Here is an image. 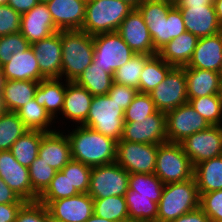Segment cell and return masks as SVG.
<instances>
[{"label":"cell","mask_w":222,"mask_h":222,"mask_svg":"<svg viewBox=\"0 0 222 222\" xmlns=\"http://www.w3.org/2000/svg\"><path fill=\"white\" fill-rule=\"evenodd\" d=\"M149 95L157 110L165 113L188 103L184 68L173 67Z\"/></svg>","instance_id":"obj_10"},{"label":"cell","mask_w":222,"mask_h":222,"mask_svg":"<svg viewBox=\"0 0 222 222\" xmlns=\"http://www.w3.org/2000/svg\"><path fill=\"white\" fill-rule=\"evenodd\" d=\"M58 31L46 3L39 2L30 11L21 14L20 33L30 44Z\"/></svg>","instance_id":"obj_19"},{"label":"cell","mask_w":222,"mask_h":222,"mask_svg":"<svg viewBox=\"0 0 222 222\" xmlns=\"http://www.w3.org/2000/svg\"><path fill=\"white\" fill-rule=\"evenodd\" d=\"M47 132L39 145L38 156L43 161L57 171H61L63 167L72 159L71 147L65 130Z\"/></svg>","instance_id":"obj_21"},{"label":"cell","mask_w":222,"mask_h":222,"mask_svg":"<svg viewBox=\"0 0 222 222\" xmlns=\"http://www.w3.org/2000/svg\"><path fill=\"white\" fill-rule=\"evenodd\" d=\"M28 129L16 112L3 111L0 114V151L10 150L14 142Z\"/></svg>","instance_id":"obj_37"},{"label":"cell","mask_w":222,"mask_h":222,"mask_svg":"<svg viewBox=\"0 0 222 222\" xmlns=\"http://www.w3.org/2000/svg\"><path fill=\"white\" fill-rule=\"evenodd\" d=\"M38 202L46 206L50 218L59 222H85L93 215V198L88 193Z\"/></svg>","instance_id":"obj_15"},{"label":"cell","mask_w":222,"mask_h":222,"mask_svg":"<svg viewBox=\"0 0 222 222\" xmlns=\"http://www.w3.org/2000/svg\"><path fill=\"white\" fill-rule=\"evenodd\" d=\"M199 194L222 189V155L203 161L194 167Z\"/></svg>","instance_id":"obj_30"},{"label":"cell","mask_w":222,"mask_h":222,"mask_svg":"<svg viewBox=\"0 0 222 222\" xmlns=\"http://www.w3.org/2000/svg\"><path fill=\"white\" fill-rule=\"evenodd\" d=\"M15 222H49V212L38 201L26 202L18 211Z\"/></svg>","instance_id":"obj_47"},{"label":"cell","mask_w":222,"mask_h":222,"mask_svg":"<svg viewBox=\"0 0 222 222\" xmlns=\"http://www.w3.org/2000/svg\"><path fill=\"white\" fill-rule=\"evenodd\" d=\"M93 41V62L112 75L135 55L117 31L94 35Z\"/></svg>","instance_id":"obj_8"},{"label":"cell","mask_w":222,"mask_h":222,"mask_svg":"<svg viewBox=\"0 0 222 222\" xmlns=\"http://www.w3.org/2000/svg\"><path fill=\"white\" fill-rule=\"evenodd\" d=\"M25 203L0 204V222H15L18 211Z\"/></svg>","instance_id":"obj_51"},{"label":"cell","mask_w":222,"mask_h":222,"mask_svg":"<svg viewBox=\"0 0 222 222\" xmlns=\"http://www.w3.org/2000/svg\"><path fill=\"white\" fill-rule=\"evenodd\" d=\"M16 113L28 130H37L45 133L57 130L54 126L55 121L34 98L18 109ZM52 126L55 128L53 129Z\"/></svg>","instance_id":"obj_33"},{"label":"cell","mask_w":222,"mask_h":222,"mask_svg":"<svg viewBox=\"0 0 222 222\" xmlns=\"http://www.w3.org/2000/svg\"><path fill=\"white\" fill-rule=\"evenodd\" d=\"M85 222H114V221H109L108 219H105V218H102V217H99V216L93 214Z\"/></svg>","instance_id":"obj_56"},{"label":"cell","mask_w":222,"mask_h":222,"mask_svg":"<svg viewBox=\"0 0 222 222\" xmlns=\"http://www.w3.org/2000/svg\"><path fill=\"white\" fill-rule=\"evenodd\" d=\"M62 78L75 81L92 64L93 36L81 30L61 31Z\"/></svg>","instance_id":"obj_3"},{"label":"cell","mask_w":222,"mask_h":222,"mask_svg":"<svg viewBox=\"0 0 222 222\" xmlns=\"http://www.w3.org/2000/svg\"><path fill=\"white\" fill-rule=\"evenodd\" d=\"M3 107H2V104H1V101H0V114L3 112Z\"/></svg>","instance_id":"obj_63"},{"label":"cell","mask_w":222,"mask_h":222,"mask_svg":"<svg viewBox=\"0 0 222 222\" xmlns=\"http://www.w3.org/2000/svg\"><path fill=\"white\" fill-rule=\"evenodd\" d=\"M26 203L0 177V204Z\"/></svg>","instance_id":"obj_50"},{"label":"cell","mask_w":222,"mask_h":222,"mask_svg":"<svg viewBox=\"0 0 222 222\" xmlns=\"http://www.w3.org/2000/svg\"><path fill=\"white\" fill-rule=\"evenodd\" d=\"M8 4V0H0V5H6Z\"/></svg>","instance_id":"obj_60"},{"label":"cell","mask_w":222,"mask_h":222,"mask_svg":"<svg viewBox=\"0 0 222 222\" xmlns=\"http://www.w3.org/2000/svg\"><path fill=\"white\" fill-rule=\"evenodd\" d=\"M163 187V182L154 173L129 175L128 190L133 192V196L162 197Z\"/></svg>","instance_id":"obj_39"},{"label":"cell","mask_w":222,"mask_h":222,"mask_svg":"<svg viewBox=\"0 0 222 222\" xmlns=\"http://www.w3.org/2000/svg\"><path fill=\"white\" fill-rule=\"evenodd\" d=\"M6 80H33L40 82L46 79L41 73L38 60L35 58L32 47L25 51L13 54L6 64L1 67Z\"/></svg>","instance_id":"obj_25"},{"label":"cell","mask_w":222,"mask_h":222,"mask_svg":"<svg viewBox=\"0 0 222 222\" xmlns=\"http://www.w3.org/2000/svg\"><path fill=\"white\" fill-rule=\"evenodd\" d=\"M213 4L215 7V12L217 14L218 21L222 25V0H213Z\"/></svg>","instance_id":"obj_55"},{"label":"cell","mask_w":222,"mask_h":222,"mask_svg":"<svg viewBox=\"0 0 222 222\" xmlns=\"http://www.w3.org/2000/svg\"><path fill=\"white\" fill-rule=\"evenodd\" d=\"M70 129L66 135L70 142L72 159L90 167L116 162V140L83 125Z\"/></svg>","instance_id":"obj_2"},{"label":"cell","mask_w":222,"mask_h":222,"mask_svg":"<svg viewBox=\"0 0 222 222\" xmlns=\"http://www.w3.org/2000/svg\"><path fill=\"white\" fill-rule=\"evenodd\" d=\"M129 175L117 162L92 167L88 194L92 198L125 196Z\"/></svg>","instance_id":"obj_9"},{"label":"cell","mask_w":222,"mask_h":222,"mask_svg":"<svg viewBox=\"0 0 222 222\" xmlns=\"http://www.w3.org/2000/svg\"><path fill=\"white\" fill-rule=\"evenodd\" d=\"M29 178L33 188V202L47 189L57 170L52 168L43 158H37L28 167Z\"/></svg>","instance_id":"obj_40"},{"label":"cell","mask_w":222,"mask_h":222,"mask_svg":"<svg viewBox=\"0 0 222 222\" xmlns=\"http://www.w3.org/2000/svg\"><path fill=\"white\" fill-rule=\"evenodd\" d=\"M40 73L46 78L62 79L61 31L31 44Z\"/></svg>","instance_id":"obj_17"},{"label":"cell","mask_w":222,"mask_h":222,"mask_svg":"<svg viewBox=\"0 0 222 222\" xmlns=\"http://www.w3.org/2000/svg\"><path fill=\"white\" fill-rule=\"evenodd\" d=\"M175 6H214L213 0H176Z\"/></svg>","instance_id":"obj_54"},{"label":"cell","mask_w":222,"mask_h":222,"mask_svg":"<svg viewBox=\"0 0 222 222\" xmlns=\"http://www.w3.org/2000/svg\"><path fill=\"white\" fill-rule=\"evenodd\" d=\"M39 82L33 80H6L0 101L4 111L16 112L35 96Z\"/></svg>","instance_id":"obj_28"},{"label":"cell","mask_w":222,"mask_h":222,"mask_svg":"<svg viewBox=\"0 0 222 222\" xmlns=\"http://www.w3.org/2000/svg\"><path fill=\"white\" fill-rule=\"evenodd\" d=\"M211 125L188 103L166 112L168 142L180 143L192 134L206 130Z\"/></svg>","instance_id":"obj_12"},{"label":"cell","mask_w":222,"mask_h":222,"mask_svg":"<svg viewBox=\"0 0 222 222\" xmlns=\"http://www.w3.org/2000/svg\"><path fill=\"white\" fill-rule=\"evenodd\" d=\"M38 3V0H8V5L20 14L30 11Z\"/></svg>","instance_id":"obj_53"},{"label":"cell","mask_w":222,"mask_h":222,"mask_svg":"<svg viewBox=\"0 0 222 222\" xmlns=\"http://www.w3.org/2000/svg\"><path fill=\"white\" fill-rule=\"evenodd\" d=\"M166 1H170V2H172V3H175L176 0H166Z\"/></svg>","instance_id":"obj_64"},{"label":"cell","mask_w":222,"mask_h":222,"mask_svg":"<svg viewBox=\"0 0 222 222\" xmlns=\"http://www.w3.org/2000/svg\"><path fill=\"white\" fill-rule=\"evenodd\" d=\"M74 82L96 96L107 95L114 79L111 73L105 72L103 68L92 62Z\"/></svg>","instance_id":"obj_32"},{"label":"cell","mask_w":222,"mask_h":222,"mask_svg":"<svg viewBox=\"0 0 222 222\" xmlns=\"http://www.w3.org/2000/svg\"><path fill=\"white\" fill-rule=\"evenodd\" d=\"M188 68L211 70L222 74V31L199 38Z\"/></svg>","instance_id":"obj_23"},{"label":"cell","mask_w":222,"mask_h":222,"mask_svg":"<svg viewBox=\"0 0 222 222\" xmlns=\"http://www.w3.org/2000/svg\"><path fill=\"white\" fill-rule=\"evenodd\" d=\"M157 152V144L120 140L117 142L116 162L130 174H153Z\"/></svg>","instance_id":"obj_11"},{"label":"cell","mask_w":222,"mask_h":222,"mask_svg":"<svg viewBox=\"0 0 222 222\" xmlns=\"http://www.w3.org/2000/svg\"><path fill=\"white\" fill-rule=\"evenodd\" d=\"M171 222H211V220L199 207L194 211L181 215Z\"/></svg>","instance_id":"obj_52"},{"label":"cell","mask_w":222,"mask_h":222,"mask_svg":"<svg viewBox=\"0 0 222 222\" xmlns=\"http://www.w3.org/2000/svg\"><path fill=\"white\" fill-rule=\"evenodd\" d=\"M31 44L18 33L0 36V67L9 62L13 54L27 50Z\"/></svg>","instance_id":"obj_45"},{"label":"cell","mask_w":222,"mask_h":222,"mask_svg":"<svg viewBox=\"0 0 222 222\" xmlns=\"http://www.w3.org/2000/svg\"><path fill=\"white\" fill-rule=\"evenodd\" d=\"M49 222H59V221L50 218V215H49Z\"/></svg>","instance_id":"obj_62"},{"label":"cell","mask_w":222,"mask_h":222,"mask_svg":"<svg viewBox=\"0 0 222 222\" xmlns=\"http://www.w3.org/2000/svg\"><path fill=\"white\" fill-rule=\"evenodd\" d=\"M125 3H128L133 9L137 8V6L143 1V0H121Z\"/></svg>","instance_id":"obj_57"},{"label":"cell","mask_w":222,"mask_h":222,"mask_svg":"<svg viewBox=\"0 0 222 222\" xmlns=\"http://www.w3.org/2000/svg\"><path fill=\"white\" fill-rule=\"evenodd\" d=\"M200 195L199 207L211 222H222V189Z\"/></svg>","instance_id":"obj_46"},{"label":"cell","mask_w":222,"mask_h":222,"mask_svg":"<svg viewBox=\"0 0 222 222\" xmlns=\"http://www.w3.org/2000/svg\"><path fill=\"white\" fill-rule=\"evenodd\" d=\"M50 0H38V2H40V3H47V2H49Z\"/></svg>","instance_id":"obj_61"},{"label":"cell","mask_w":222,"mask_h":222,"mask_svg":"<svg viewBox=\"0 0 222 222\" xmlns=\"http://www.w3.org/2000/svg\"><path fill=\"white\" fill-rule=\"evenodd\" d=\"M173 68L158 54L152 55L146 62L139 80V93L149 94L157 85L164 81Z\"/></svg>","instance_id":"obj_35"},{"label":"cell","mask_w":222,"mask_h":222,"mask_svg":"<svg viewBox=\"0 0 222 222\" xmlns=\"http://www.w3.org/2000/svg\"><path fill=\"white\" fill-rule=\"evenodd\" d=\"M83 126L118 142L124 128V110L108 94L93 96L89 114Z\"/></svg>","instance_id":"obj_6"},{"label":"cell","mask_w":222,"mask_h":222,"mask_svg":"<svg viewBox=\"0 0 222 222\" xmlns=\"http://www.w3.org/2000/svg\"><path fill=\"white\" fill-rule=\"evenodd\" d=\"M199 38L185 31L180 36L172 39L158 51V55L173 67L187 66L192 58Z\"/></svg>","instance_id":"obj_27"},{"label":"cell","mask_w":222,"mask_h":222,"mask_svg":"<svg viewBox=\"0 0 222 222\" xmlns=\"http://www.w3.org/2000/svg\"><path fill=\"white\" fill-rule=\"evenodd\" d=\"M4 82H5L4 75H3L2 70L0 68V96H1L2 91H3Z\"/></svg>","instance_id":"obj_58"},{"label":"cell","mask_w":222,"mask_h":222,"mask_svg":"<svg viewBox=\"0 0 222 222\" xmlns=\"http://www.w3.org/2000/svg\"><path fill=\"white\" fill-rule=\"evenodd\" d=\"M218 98L222 102V76L220 78L219 88H218Z\"/></svg>","instance_id":"obj_59"},{"label":"cell","mask_w":222,"mask_h":222,"mask_svg":"<svg viewBox=\"0 0 222 222\" xmlns=\"http://www.w3.org/2000/svg\"><path fill=\"white\" fill-rule=\"evenodd\" d=\"M150 57L147 54H135L127 63L114 72V83L136 88L139 92L141 73L145 62Z\"/></svg>","instance_id":"obj_38"},{"label":"cell","mask_w":222,"mask_h":222,"mask_svg":"<svg viewBox=\"0 0 222 222\" xmlns=\"http://www.w3.org/2000/svg\"><path fill=\"white\" fill-rule=\"evenodd\" d=\"M120 140L144 144L168 142L166 134V113L157 111L141 122H124Z\"/></svg>","instance_id":"obj_14"},{"label":"cell","mask_w":222,"mask_h":222,"mask_svg":"<svg viewBox=\"0 0 222 222\" xmlns=\"http://www.w3.org/2000/svg\"><path fill=\"white\" fill-rule=\"evenodd\" d=\"M138 94L136 88L113 83L108 91V96L115 101L124 111L131 104L134 97Z\"/></svg>","instance_id":"obj_49"},{"label":"cell","mask_w":222,"mask_h":222,"mask_svg":"<svg viewBox=\"0 0 222 222\" xmlns=\"http://www.w3.org/2000/svg\"><path fill=\"white\" fill-rule=\"evenodd\" d=\"M157 111L150 95L138 92L131 104L124 111V122H141L142 119H146L147 116Z\"/></svg>","instance_id":"obj_43"},{"label":"cell","mask_w":222,"mask_h":222,"mask_svg":"<svg viewBox=\"0 0 222 222\" xmlns=\"http://www.w3.org/2000/svg\"><path fill=\"white\" fill-rule=\"evenodd\" d=\"M125 198L130 222H157L161 197L133 196V192L128 190Z\"/></svg>","instance_id":"obj_31"},{"label":"cell","mask_w":222,"mask_h":222,"mask_svg":"<svg viewBox=\"0 0 222 222\" xmlns=\"http://www.w3.org/2000/svg\"><path fill=\"white\" fill-rule=\"evenodd\" d=\"M91 95L84 87L74 81H66V92L60 116L76 125H83L89 114Z\"/></svg>","instance_id":"obj_24"},{"label":"cell","mask_w":222,"mask_h":222,"mask_svg":"<svg viewBox=\"0 0 222 222\" xmlns=\"http://www.w3.org/2000/svg\"><path fill=\"white\" fill-rule=\"evenodd\" d=\"M117 32L135 54H147L150 56L158 54L154 49L152 38L143 16L137 8H134L127 15Z\"/></svg>","instance_id":"obj_16"},{"label":"cell","mask_w":222,"mask_h":222,"mask_svg":"<svg viewBox=\"0 0 222 222\" xmlns=\"http://www.w3.org/2000/svg\"><path fill=\"white\" fill-rule=\"evenodd\" d=\"M21 14L8 4L0 5V36L20 32Z\"/></svg>","instance_id":"obj_48"},{"label":"cell","mask_w":222,"mask_h":222,"mask_svg":"<svg viewBox=\"0 0 222 222\" xmlns=\"http://www.w3.org/2000/svg\"><path fill=\"white\" fill-rule=\"evenodd\" d=\"M154 174L163 184L184 182L194 177V166L180 143L158 145Z\"/></svg>","instance_id":"obj_7"},{"label":"cell","mask_w":222,"mask_h":222,"mask_svg":"<svg viewBox=\"0 0 222 222\" xmlns=\"http://www.w3.org/2000/svg\"><path fill=\"white\" fill-rule=\"evenodd\" d=\"M200 195L195 177L184 182L165 184L158 203L157 222H171L199 208Z\"/></svg>","instance_id":"obj_4"},{"label":"cell","mask_w":222,"mask_h":222,"mask_svg":"<svg viewBox=\"0 0 222 222\" xmlns=\"http://www.w3.org/2000/svg\"><path fill=\"white\" fill-rule=\"evenodd\" d=\"M65 92L66 80L63 81L61 78H51L39 82L34 96L36 102L45 108L46 112L55 121V124L56 120L60 122L58 116L60 112H62Z\"/></svg>","instance_id":"obj_26"},{"label":"cell","mask_w":222,"mask_h":222,"mask_svg":"<svg viewBox=\"0 0 222 222\" xmlns=\"http://www.w3.org/2000/svg\"><path fill=\"white\" fill-rule=\"evenodd\" d=\"M92 167L71 159L61 170L79 193H88Z\"/></svg>","instance_id":"obj_44"},{"label":"cell","mask_w":222,"mask_h":222,"mask_svg":"<svg viewBox=\"0 0 222 222\" xmlns=\"http://www.w3.org/2000/svg\"><path fill=\"white\" fill-rule=\"evenodd\" d=\"M77 189L71 185L68 176L57 171L47 189L38 197L37 201H53L78 195Z\"/></svg>","instance_id":"obj_42"},{"label":"cell","mask_w":222,"mask_h":222,"mask_svg":"<svg viewBox=\"0 0 222 222\" xmlns=\"http://www.w3.org/2000/svg\"><path fill=\"white\" fill-rule=\"evenodd\" d=\"M0 177L21 199L33 202L29 169L21 165L10 150L0 151Z\"/></svg>","instance_id":"obj_18"},{"label":"cell","mask_w":222,"mask_h":222,"mask_svg":"<svg viewBox=\"0 0 222 222\" xmlns=\"http://www.w3.org/2000/svg\"><path fill=\"white\" fill-rule=\"evenodd\" d=\"M183 68L186 75L188 99L217 95L221 73L186 66Z\"/></svg>","instance_id":"obj_29"},{"label":"cell","mask_w":222,"mask_h":222,"mask_svg":"<svg viewBox=\"0 0 222 222\" xmlns=\"http://www.w3.org/2000/svg\"><path fill=\"white\" fill-rule=\"evenodd\" d=\"M133 8L121 0H93L86 3L81 31L97 35L117 31Z\"/></svg>","instance_id":"obj_5"},{"label":"cell","mask_w":222,"mask_h":222,"mask_svg":"<svg viewBox=\"0 0 222 222\" xmlns=\"http://www.w3.org/2000/svg\"><path fill=\"white\" fill-rule=\"evenodd\" d=\"M180 9L186 31L198 38L222 31L214 6H176Z\"/></svg>","instance_id":"obj_20"},{"label":"cell","mask_w":222,"mask_h":222,"mask_svg":"<svg viewBox=\"0 0 222 222\" xmlns=\"http://www.w3.org/2000/svg\"><path fill=\"white\" fill-rule=\"evenodd\" d=\"M45 132L28 130L10 148L14 158L23 166L29 167L38 156L39 145Z\"/></svg>","instance_id":"obj_34"},{"label":"cell","mask_w":222,"mask_h":222,"mask_svg":"<svg viewBox=\"0 0 222 222\" xmlns=\"http://www.w3.org/2000/svg\"><path fill=\"white\" fill-rule=\"evenodd\" d=\"M188 102L211 126H222V102L218 95L188 99Z\"/></svg>","instance_id":"obj_41"},{"label":"cell","mask_w":222,"mask_h":222,"mask_svg":"<svg viewBox=\"0 0 222 222\" xmlns=\"http://www.w3.org/2000/svg\"><path fill=\"white\" fill-rule=\"evenodd\" d=\"M46 5L59 31L82 29L86 11L84 0H50Z\"/></svg>","instance_id":"obj_22"},{"label":"cell","mask_w":222,"mask_h":222,"mask_svg":"<svg viewBox=\"0 0 222 222\" xmlns=\"http://www.w3.org/2000/svg\"><path fill=\"white\" fill-rule=\"evenodd\" d=\"M137 9L143 16L157 52L186 31L180 9L170 1L143 0Z\"/></svg>","instance_id":"obj_1"},{"label":"cell","mask_w":222,"mask_h":222,"mask_svg":"<svg viewBox=\"0 0 222 222\" xmlns=\"http://www.w3.org/2000/svg\"><path fill=\"white\" fill-rule=\"evenodd\" d=\"M192 165L222 155V126H210L180 142Z\"/></svg>","instance_id":"obj_13"},{"label":"cell","mask_w":222,"mask_h":222,"mask_svg":"<svg viewBox=\"0 0 222 222\" xmlns=\"http://www.w3.org/2000/svg\"><path fill=\"white\" fill-rule=\"evenodd\" d=\"M93 214L114 222H130L125 196L93 198Z\"/></svg>","instance_id":"obj_36"}]
</instances>
